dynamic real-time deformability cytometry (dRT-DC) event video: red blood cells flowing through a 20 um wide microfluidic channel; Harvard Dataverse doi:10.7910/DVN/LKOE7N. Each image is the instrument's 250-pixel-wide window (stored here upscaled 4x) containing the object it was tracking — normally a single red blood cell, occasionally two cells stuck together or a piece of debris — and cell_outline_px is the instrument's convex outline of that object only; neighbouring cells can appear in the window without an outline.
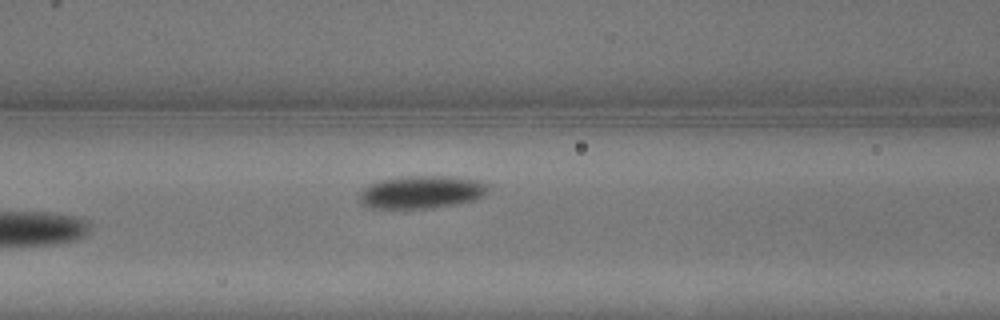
{"species": "common noctule bat (a hibernating species)", "species_latin": "Nyctalus noctula", "temperature_condition": "warm", "stored_images_in_passage": 11, "camera_frame_rate_fps": 3000, "um_per_image_px": 0.085, "animal": {"sex": "male", "body_mass_g": 13.3}, "frame": {"image": 1, "passage_image": 3, "time_ms": 0.667, "image_size_px": [1000, 320], "cell_outline_px": [[488, 192], [484, 196], [476, 200], [456, 204], [432, 208], [368, 208], [360, 204], [360, 192], [368, 184], [380, 180], [404, 176], [452, 176], [480, 180], [488, 184]], "centroid_in_image_um": [35.85, 16.32], "position_along_channel_um": 130.7, "area_um2": 24.97}}
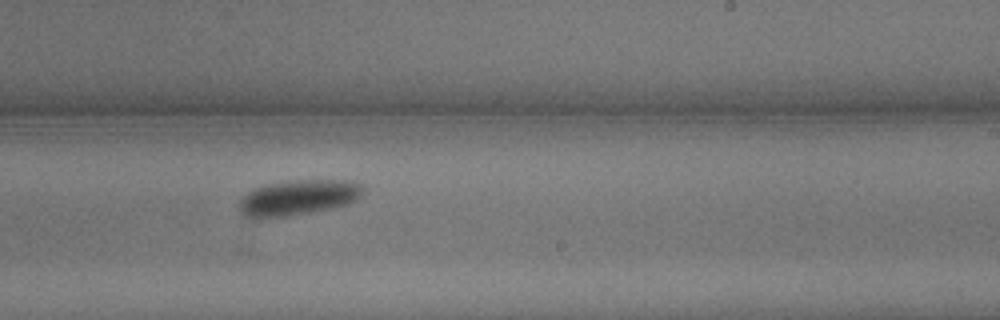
{"frame": {"image": 2, "passage_image": 8, "time_ms": 2.333, "image_size_px": [1000, 320], "cell_outline_px": [[364, 188], [360, 196], [356, 200], [348, 204], [332, 208], [288, 216], [260, 220], [244, 216], [240, 212], [240, 200], [248, 192], [264, 184], [284, 180], [352, 180], [364, 184]], "centroid_in_image_um": [25.35, 16.79], "position_along_channel_um": 263.7, "area_um2": 26.07}}
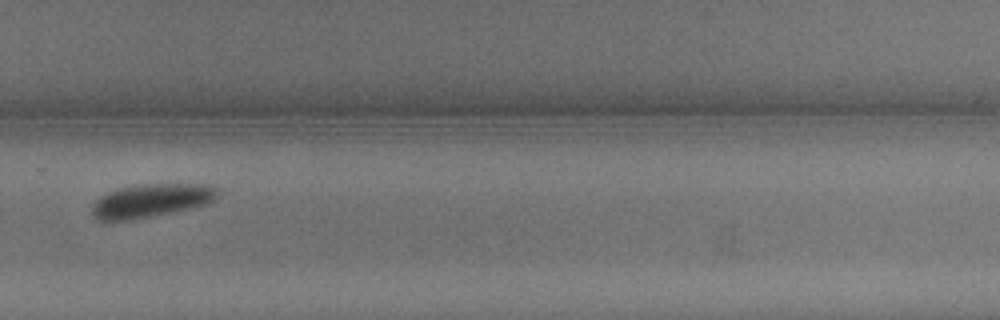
{"frame": {"image": 3, "passage_image": 10, "time_ms": 3.0, "image_size_px": [1000, 320], "cell_outline_px": [[220, 188], [216, 196], [208, 204], [192, 208], [148, 216], [124, 220], [100, 220], [92, 212], [92, 208], [96, 200], [100, 196], [116, 188], [140, 184], [212, 184]], "centroid_in_image_um": [12.9, 17.01], "position_along_channel_um": 316.9, "area_um2": 24.22}}